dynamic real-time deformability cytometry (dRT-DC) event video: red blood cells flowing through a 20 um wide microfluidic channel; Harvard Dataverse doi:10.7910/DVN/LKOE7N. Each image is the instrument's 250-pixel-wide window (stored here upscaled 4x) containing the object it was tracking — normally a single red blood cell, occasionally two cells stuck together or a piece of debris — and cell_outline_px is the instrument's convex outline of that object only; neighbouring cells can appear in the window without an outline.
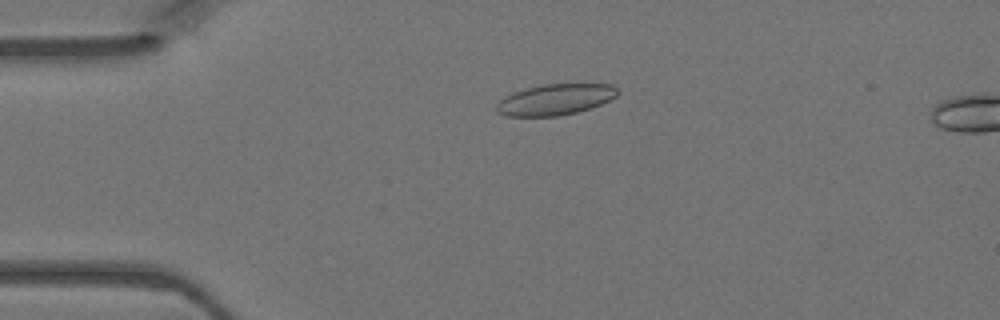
{"species": "Egyptian fruit bat (a non-hibernating species)", "species_latin": "Rousettus aegyptiacus", "temperature_condition": "warm", "stored_images_in_passage": 42, "camera_frame_rate_fps": 3000, "um_per_image_px": 0.085, "animal": {"sex": "female"}, "frame": {"image": 1, "passage_image": 5, "time_ms": 1.333, "image_size_px": [1000, 320], "cell_outline_px": [[620, 92], [616, 96], [592, 108], [576, 112], [556, 116], [504, 116], [496, 112], [496, 104], [504, 96], [512, 92], [524, 88], [544, 84], [612, 84]], "centroid_in_image_um": [47.16, 8.46], "position_along_channel_um": 37.8, "area_um2": 21.96}}
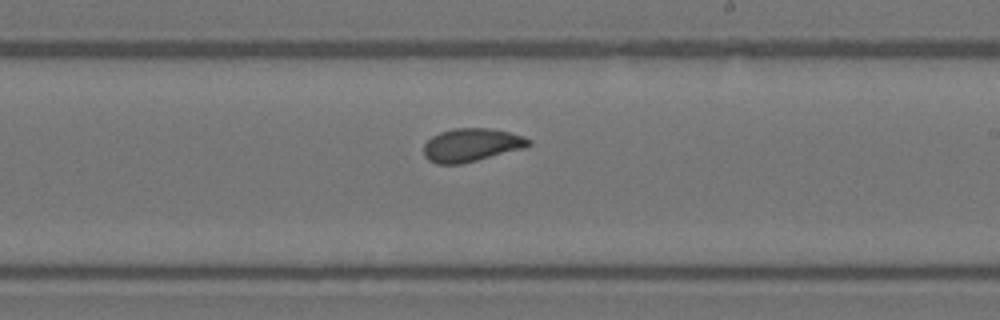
{"frame": {"image": 2, "passage_image": 22, "time_ms": 7.0, "image_size_px": [1000, 320], "cell_outline_px": [[532, 144], [524, 148], [460, 164], [436, 164], [428, 160], [424, 156], [424, 144], [432, 136], [440, 132], [452, 128], [488, 128], [508, 132], [524, 136], [532, 140]], "centroid_in_image_um": [40.06, 12.32], "position_along_channel_um": 248.9, "area_um2": 20.29}}
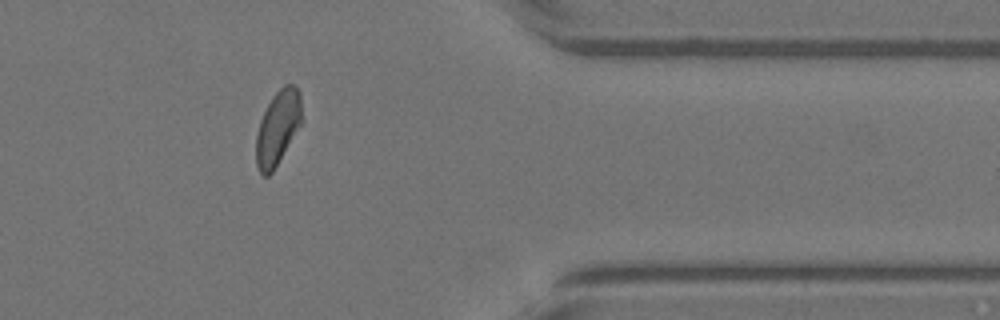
{"frame": {"image": 3, "passage_image": 33, "time_ms": 10.667, "image_size_px": [1000, 320], "cell_outline_px": [[300, 124], [272, 172], [268, 176], [264, 176], [260, 172], [256, 164], [256, 136], [260, 120], [272, 96], [284, 84], [292, 84], [300, 92]], "centroid_in_image_um": [23.57, 10.85], "position_along_channel_um": 387.8, "area_um2": 19.13}}